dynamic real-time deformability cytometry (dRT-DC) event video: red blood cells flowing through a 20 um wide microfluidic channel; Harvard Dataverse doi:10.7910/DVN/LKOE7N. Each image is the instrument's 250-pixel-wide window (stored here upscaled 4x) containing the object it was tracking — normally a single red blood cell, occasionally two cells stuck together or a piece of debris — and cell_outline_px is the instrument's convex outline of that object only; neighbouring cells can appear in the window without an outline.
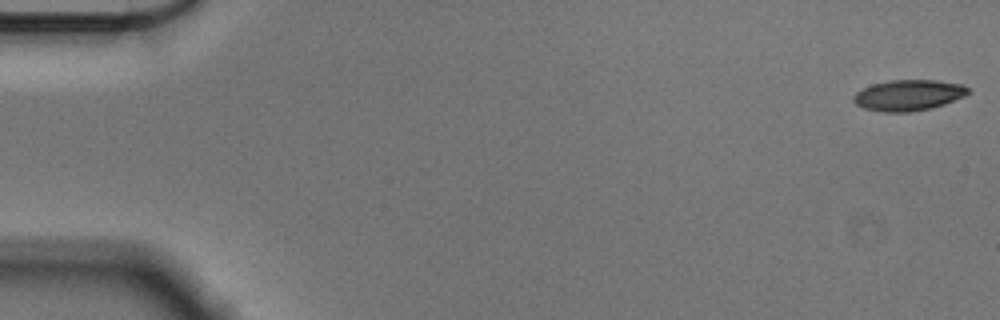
{"species": "Egyptian fruit bat (a non-hibernating species)", "species_latin": "Rousettus aegyptiacus", "temperature_condition": "cold", "stored_images_in_passage": 56, "camera_frame_rate_fps": 3000, "um_per_image_px": 0.085, "animal": {"sex": "male"}, "frame": {"image": 1, "passage_image": 1, "time_ms": 0.0, "image_size_px": [1000, 320], "cell_outline_px": [[968, 92], [964, 96], [944, 104], [932, 108], [908, 112], [884, 112], [864, 108], [856, 104], [852, 100], [852, 96], [856, 92], [872, 84], [892, 80], [936, 80], [964, 84], [968, 88]], "centroid_in_image_um": [77.21, 8.09], "position_along_channel_um": 7.8, "area_um2": 20.58}}
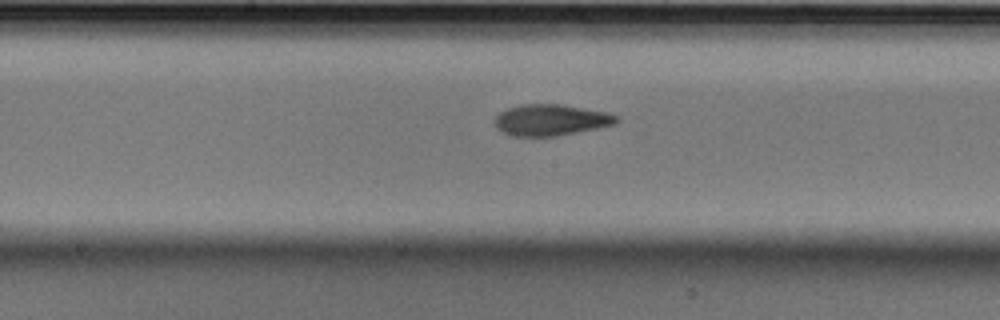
{"frame": {"image": 2, "passage_image": 29, "time_ms": 9.333, "image_size_px": [1000, 320], "cell_outline_px": [[620, 120], [616, 124], [556, 136], [516, 136], [504, 132], [496, 124], [496, 116], [500, 112], [508, 108], [520, 104], [560, 104], [604, 112], [616, 116]], "centroid_in_image_um": [46.83, 10.19], "position_along_channel_um": 201.4, "area_um2": 21.68}}
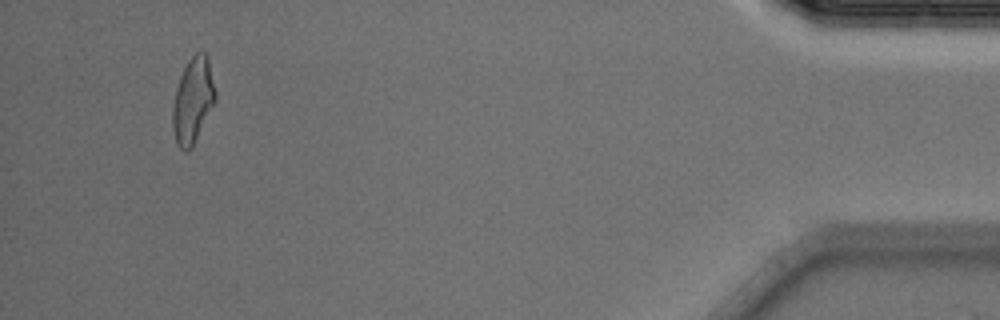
{"frame": {"image": 3, "passage_image": 53, "time_ms": 17.333, "image_size_px": [1000, 320], "cell_outline_px": [[216, 100], [192, 148], [188, 152], [184, 152], [176, 144], [172, 128], [172, 108], [176, 88], [180, 76], [188, 60], [196, 52], [208, 52], [216, 92]], "centroid_in_image_um": [16.4, 8.54], "position_along_channel_um": 418.8, "area_um2": 21.68}, "authors_computed_cell_mechanics": {"area_um2": 21.675, "velocity_mm_per_s": 3.5966, "shape_relaxation_time_tau1_ms": 4.2486, "shape_relaxation_time_tau2_ms": 2.8834, "deformation_change_tau1": 0.1402, "deformation_change_tau2": 0.0987}}